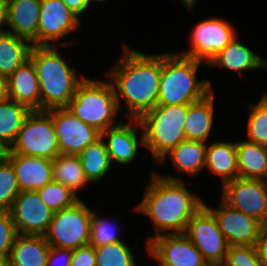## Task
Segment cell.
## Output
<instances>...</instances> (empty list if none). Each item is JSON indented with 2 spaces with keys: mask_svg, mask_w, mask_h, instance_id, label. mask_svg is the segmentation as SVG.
<instances>
[{
  "mask_svg": "<svg viewBox=\"0 0 267 266\" xmlns=\"http://www.w3.org/2000/svg\"><path fill=\"white\" fill-rule=\"evenodd\" d=\"M162 69V55L123 47L120 61L109 71L115 96L120 106V95L126 103L129 119H139L158 104ZM119 91V92H118Z\"/></svg>",
  "mask_w": 267,
  "mask_h": 266,
  "instance_id": "6da1fadb",
  "label": "cell"
},
{
  "mask_svg": "<svg viewBox=\"0 0 267 266\" xmlns=\"http://www.w3.org/2000/svg\"><path fill=\"white\" fill-rule=\"evenodd\" d=\"M146 187L144 199L138 210L152 219L157 237L161 231L169 234L185 233L189 220L204 206V202L193 195L183 180L172 175L153 173ZM172 231V232H171Z\"/></svg>",
  "mask_w": 267,
  "mask_h": 266,
  "instance_id": "7a4b0ae2",
  "label": "cell"
},
{
  "mask_svg": "<svg viewBox=\"0 0 267 266\" xmlns=\"http://www.w3.org/2000/svg\"><path fill=\"white\" fill-rule=\"evenodd\" d=\"M58 46H32L29 59L33 62L41 95V110L67 108L78 85L85 76L78 77L57 50Z\"/></svg>",
  "mask_w": 267,
  "mask_h": 266,
  "instance_id": "3957f363",
  "label": "cell"
},
{
  "mask_svg": "<svg viewBox=\"0 0 267 266\" xmlns=\"http://www.w3.org/2000/svg\"><path fill=\"white\" fill-rule=\"evenodd\" d=\"M201 61L181 54H162L157 105H188L212 91L210 80H197Z\"/></svg>",
  "mask_w": 267,
  "mask_h": 266,
  "instance_id": "277c9868",
  "label": "cell"
},
{
  "mask_svg": "<svg viewBox=\"0 0 267 266\" xmlns=\"http://www.w3.org/2000/svg\"><path fill=\"white\" fill-rule=\"evenodd\" d=\"M187 114L188 105H156L139 118L145 147L156 162L164 163L166 154L186 139Z\"/></svg>",
  "mask_w": 267,
  "mask_h": 266,
  "instance_id": "5b68a950",
  "label": "cell"
},
{
  "mask_svg": "<svg viewBox=\"0 0 267 266\" xmlns=\"http://www.w3.org/2000/svg\"><path fill=\"white\" fill-rule=\"evenodd\" d=\"M67 109L100 133L122 122L114 121L119 109L114 87L103 80L85 77Z\"/></svg>",
  "mask_w": 267,
  "mask_h": 266,
  "instance_id": "8992f818",
  "label": "cell"
},
{
  "mask_svg": "<svg viewBox=\"0 0 267 266\" xmlns=\"http://www.w3.org/2000/svg\"><path fill=\"white\" fill-rule=\"evenodd\" d=\"M92 209L80 199L72 206L55 212L44 234L50 246L75 250L90 244Z\"/></svg>",
  "mask_w": 267,
  "mask_h": 266,
  "instance_id": "52a82bcc",
  "label": "cell"
},
{
  "mask_svg": "<svg viewBox=\"0 0 267 266\" xmlns=\"http://www.w3.org/2000/svg\"><path fill=\"white\" fill-rule=\"evenodd\" d=\"M10 150L20 155L54 160L60 151L51 114L47 110H32Z\"/></svg>",
  "mask_w": 267,
  "mask_h": 266,
  "instance_id": "ba28073f",
  "label": "cell"
},
{
  "mask_svg": "<svg viewBox=\"0 0 267 266\" xmlns=\"http://www.w3.org/2000/svg\"><path fill=\"white\" fill-rule=\"evenodd\" d=\"M210 266H221L229 244L206 204L189 220L184 233Z\"/></svg>",
  "mask_w": 267,
  "mask_h": 266,
  "instance_id": "9c48e42d",
  "label": "cell"
},
{
  "mask_svg": "<svg viewBox=\"0 0 267 266\" xmlns=\"http://www.w3.org/2000/svg\"><path fill=\"white\" fill-rule=\"evenodd\" d=\"M236 30L222 18H210L195 25L191 32V50L179 53L206 65L236 37Z\"/></svg>",
  "mask_w": 267,
  "mask_h": 266,
  "instance_id": "30bf717a",
  "label": "cell"
},
{
  "mask_svg": "<svg viewBox=\"0 0 267 266\" xmlns=\"http://www.w3.org/2000/svg\"><path fill=\"white\" fill-rule=\"evenodd\" d=\"M222 190L225 203L267 225V181L237 177Z\"/></svg>",
  "mask_w": 267,
  "mask_h": 266,
  "instance_id": "8fae6325",
  "label": "cell"
},
{
  "mask_svg": "<svg viewBox=\"0 0 267 266\" xmlns=\"http://www.w3.org/2000/svg\"><path fill=\"white\" fill-rule=\"evenodd\" d=\"M47 111L52 117L60 154L79 155L84 148L101 137L99 131L81 121L67 108Z\"/></svg>",
  "mask_w": 267,
  "mask_h": 266,
  "instance_id": "7c38bea8",
  "label": "cell"
},
{
  "mask_svg": "<svg viewBox=\"0 0 267 266\" xmlns=\"http://www.w3.org/2000/svg\"><path fill=\"white\" fill-rule=\"evenodd\" d=\"M17 234L44 235L50 226L53 211L37 191H23L9 209Z\"/></svg>",
  "mask_w": 267,
  "mask_h": 266,
  "instance_id": "4fadbf2b",
  "label": "cell"
},
{
  "mask_svg": "<svg viewBox=\"0 0 267 266\" xmlns=\"http://www.w3.org/2000/svg\"><path fill=\"white\" fill-rule=\"evenodd\" d=\"M79 20L62 0H41L37 46H58L62 37L79 28Z\"/></svg>",
  "mask_w": 267,
  "mask_h": 266,
  "instance_id": "5bb4252c",
  "label": "cell"
},
{
  "mask_svg": "<svg viewBox=\"0 0 267 266\" xmlns=\"http://www.w3.org/2000/svg\"><path fill=\"white\" fill-rule=\"evenodd\" d=\"M215 216L229 246H255L264 226L260 221L238 211L221 199L218 209L206 206Z\"/></svg>",
  "mask_w": 267,
  "mask_h": 266,
  "instance_id": "9a60e30c",
  "label": "cell"
},
{
  "mask_svg": "<svg viewBox=\"0 0 267 266\" xmlns=\"http://www.w3.org/2000/svg\"><path fill=\"white\" fill-rule=\"evenodd\" d=\"M147 246L162 261L173 266H210L184 233L149 237Z\"/></svg>",
  "mask_w": 267,
  "mask_h": 266,
  "instance_id": "2e32d148",
  "label": "cell"
},
{
  "mask_svg": "<svg viewBox=\"0 0 267 266\" xmlns=\"http://www.w3.org/2000/svg\"><path fill=\"white\" fill-rule=\"evenodd\" d=\"M129 123H123L110 127L101 133L105 142L107 152L109 154L111 163L117 162L118 164H129L135 160L138 153V146L145 147L144 135L139 140L138 145L137 129L142 128L139 119H130ZM107 135V136H105Z\"/></svg>",
  "mask_w": 267,
  "mask_h": 266,
  "instance_id": "e0dca14e",
  "label": "cell"
},
{
  "mask_svg": "<svg viewBox=\"0 0 267 266\" xmlns=\"http://www.w3.org/2000/svg\"><path fill=\"white\" fill-rule=\"evenodd\" d=\"M7 159L12 163L20 191H37L53 181V160L13 153Z\"/></svg>",
  "mask_w": 267,
  "mask_h": 266,
  "instance_id": "ac0fdd59",
  "label": "cell"
},
{
  "mask_svg": "<svg viewBox=\"0 0 267 266\" xmlns=\"http://www.w3.org/2000/svg\"><path fill=\"white\" fill-rule=\"evenodd\" d=\"M41 0H7V32L28 40L37 46V29Z\"/></svg>",
  "mask_w": 267,
  "mask_h": 266,
  "instance_id": "d6986e66",
  "label": "cell"
},
{
  "mask_svg": "<svg viewBox=\"0 0 267 266\" xmlns=\"http://www.w3.org/2000/svg\"><path fill=\"white\" fill-rule=\"evenodd\" d=\"M8 99L41 110L40 85L33 62L28 59L6 79Z\"/></svg>",
  "mask_w": 267,
  "mask_h": 266,
  "instance_id": "ffe728a7",
  "label": "cell"
},
{
  "mask_svg": "<svg viewBox=\"0 0 267 266\" xmlns=\"http://www.w3.org/2000/svg\"><path fill=\"white\" fill-rule=\"evenodd\" d=\"M50 247L44 235L17 234L5 266H46Z\"/></svg>",
  "mask_w": 267,
  "mask_h": 266,
  "instance_id": "44dd1931",
  "label": "cell"
},
{
  "mask_svg": "<svg viewBox=\"0 0 267 266\" xmlns=\"http://www.w3.org/2000/svg\"><path fill=\"white\" fill-rule=\"evenodd\" d=\"M207 66H219L232 71H246L267 68V60L254 53L253 50L237 41V37L221 50Z\"/></svg>",
  "mask_w": 267,
  "mask_h": 266,
  "instance_id": "7402d4cb",
  "label": "cell"
},
{
  "mask_svg": "<svg viewBox=\"0 0 267 266\" xmlns=\"http://www.w3.org/2000/svg\"><path fill=\"white\" fill-rule=\"evenodd\" d=\"M214 93L188 104L184 126L186 140L207 142L214 120Z\"/></svg>",
  "mask_w": 267,
  "mask_h": 266,
  "instance_id": "603a6c76",
  "label": "cell"
},
{
  "mask_svg": "<svg viewBox=\"0 0 267 266\" xmlns=\"http://www.w3.org/2000/svg\"><path fill=\"white\" fill-rule=\"evenodd\" d=\"M235 143L238 177L267 181V147L247 140Z\"/></svg>",
  "mask_w": 267,
  "mask_h": 266,
  "instance_id": "cb8c5ba5",
  "label": "cell"
},
{
  "mask_svg": "<svg viewBox=\"0 0 267 266\" xmlns=\"http://www.w3.org/2000/svg\"><path fill=\"white\" fill-rule=\"evenodd\" d=\"M205 166L222 178V187L238 177L237 151L234 142H213L206 148Z\"/></svg>",
  "mask_w": 267,
  "mask_h": 266,
  "instance_id": "d4e9b609",
  "label": "cell"
},
{
  "mask_svg": "<svg viewBox=\"0 0 267 266\" xmlns=\"http://www.w3.org/2000/svg\"><path fill=\"white\" fill-rule=\"evenodd\" d=\"M32 44L7 31L0 32V77L7 79L29 59Z\"/></svg>",
  "mask_w": 267,
  "mask_h": 266,
  "instance_id": "484cf974",
  "label": "cell"
},
{
  "mask_svg": "<svg viewBox=\"0 0 267 266\" xmlns=\"http://www.w3.org/2000/svg\"><path fill=\"white\" fill-rule=\"evenodd\" d=\"M206 148L205 142L185 139L166 156L170 155L171 161L178 171L194 175L205 166Z\"/></svg>",
  "mask_w": 267,
  "mask_h": 266,
  "instance_id": "4316f807",
  "label": "cell"
},
{
  "mask_svg": "<svg viewBox=\"0 0 267 266\" xmlns=\"http://www.w3.org/2000/svg\"><path fill=\"white\" fill-rule=\"evenodd\" d=\"M78 157L88 182H100L107 175L112 164L105 140L103 141L101 137L84 148Z\"/></svg>",
  "mask_w": 267,
  "mask_h": 266,
  "instance_id": "83f0119b",
  "label": "cell"
},
{
  "mask_svg": "<svg viewBox=\"0 0 267 266\" xmlns=\"http://www.w3.org/2000/svg\"><path fill=\"white\" fill-rule=\"evenodd\" d=\"M53 181L61 183L75 194L89 183L78 155L59 154L53 160Z\"/></svg>",
  "mask_w": 267,
  "mask_h": 266,
  "instance_id": "f1b7e54d",
  "label": "cell"
},
{
  "mask_svg": "<svg viewBox=\"0 0 267 266\" xmlns=\"http://www.w3.org/2000/svg\"><path fill=\"white\" fill-rule=\"evenodd\" d=\"M31 110L11 99L0 103V140L9 148L17 139L19 130Z\"/></svg>",
  "mask_w": 267,
  "mask_h": 266,
  "instance_id": "f546056e",
  "label": "cell"
},
{
  "mask_svg": "<svg viewBox=\"0 0 267 266\" xmlns=\"http://www.w3.org/2000/svg\"><path fill=\"white\" fill-rule=\"evenodd\" d=\"M96 266H137L130 247L123 241L95 247Z\"/></svg>",
  "mask_w": 267,
  "mask_h": 266,
  "instance_id": "4dcf8cb0",
  "label": "cell"
},
{
  "mask_svg": "<svg viewBox=\"0 0 267 266\" xmlns=\"http://www.w3.org/2000/svg\"><path fill=\"white\" fill-rule=\"evenodd\" d=\"M267 93H264L257 104H250L251 112L248 118L249 142L267 147Z\"/></svg>",
  "mask_w": 267,
  "mask_h": 266,
  "instance_id": "1f68e13d",
  "label": "cell"
},
{
  "mask_svg": "<svg viewBox=\"0 0 267 266\" xmlns=\"http://www.w3.org/2000/svg\"><path fill=\"white\" fill-rule=\"evenodd\" d=\"M42 201L53 213L72 206L79 200L77 194L61 183L52 181L37 190Z\"/></svg>",
  "mask_w": 267,
  "mask_h": 266,
  "instance_id": "d6a6232c",
  "label": "cell"
},
{
  "mask_svg": "<svg viewBox=\"0 0 267 266\" xmlns=\"http://www.w3.org/2000/svg\"><path fill=\"white\" fill-rule=\"evenodd\" d=\"M15 169L6 159L0 162V210H9L14 199L19 195Z\"/></svg>",
  "mask_w": 267,
  "mask_h": 266,
  "instance_id": "836d02e7",
  "label": "cell"
},
{
  "mask_svg": "<svg viewBox=\"0 0 267 266\" xmlns=\"http://www.w3.org/2000/svg\"><path fill=\"white\" fill-rule=\"evenodd\" d=\"M116 226L110 220L102 219L93 211L91 218L90 245L94 247L120 242ZM116 231V232H115Z\"/></svg>",
  "mask_w": 267,
  "mask_h": 266,
  "instance_id": "e575fe53",
  "label": "cell"
},
{
  "mask_svg": "<svg viewBox=\"0 0 267 266\" xmlns=\"http://www.w3.org/2000/svg\"><path fill=\"white\" fill-rule=\"evenodd\" d=\"M221 266H263L255 246H229Z\"/></svg>",
  "mask_w": 267,
  "mask_h": 266,
  "instance_id": "d590c367",
  "label": "cell"
},
{
  "mask_svg": "<svg viewBox=\"0 0 267 266\" xmlns=\"http://www.w3.org/2000/svg\"><path fill=\"white\" fill-rule=\"evenodd\" d=\"M17 232L9 210H0V257L6 261Z\"/></svg>",
  "mask_w": 267,
  "mask_h": 266,
  "instance_id": "8d00e7d4",
  "label": "cell"
},
{
  "mask_svg": "<svg viewBox=\"0 0 267 266\" xmlns=\"http://www.w3.org/2000/svg\"><path fill=\"white\" fill-rule=\"evenodd\" d=\"M70 266H96L95 247L89 244L73 250Z\"/></svg>",
  "mask_w": 267,
  "mask_h": 266,
  "instance_id": "74e56055",
  "label": "cell"
},
{
  "mask_svg": "<svg viewBox=\"0 0 267 266\" xmlns=\"http://www.w3.org/2000/svg\"><path fill=\"white\" fill-rule=\"evenodd\" d=\"M72 254L73 250L71 249L51 246L46 266H70Z\"/></svg>",
  "mask_w": 267,
  "mask_h": 266,
  "instance_id": "f35d334b",
  "label": "cell"
},
{
  "mask_svg": "<svg viewBox=\"0 0 267 266\" xmlns=\"http://www.w3.org/2000/svg\"><path fill=\"white\" fill-rule=\"evenodd\" d=\"M255 247L261 264L267 266V225L262 227Z\"/></svg>",
  "mask_w": 267,
  "mask_h": 266,
  "instance_id": "ab89813d",
  "label": "cell"
},
{
  "mask_svg": "<svg viewBox=\"0 0 267 266\" xmlns=\"http://www.w3.org/2000/svg\"><path fill=\"white\" fill-rule=\"evenodd\" d=\"M63 3L71 10V12L79 18V16L88 9L90 5L88 0H62Z\"/></svg>",
  "mask_w": 267,
  "mask_h": 266,
  "instance_id": "60d3db41",
  "label": "cell"
},
{
  "mask_svg": "<svg viewBox=\"0 0 267 266\" xmlns=\"http://www.w3.org/2000/svg\"><path fill=\"white\" fill-rule=\"evenodd\" d=\"M7 0H0V32L4 31L3 25L6 23Z\"/></svg>",
  "mask_w": 267,
  "mask_h": 266,
  "instance_id": "b9f144b4",
  "label": "cell"
},
{
  "mask_svg": "<svg viewBox=\"0 0 267 266\" xmlns=\"http://www.w3.org/2000/svg\"><path fill=\"white\" fill-rule=\"evenodd\" d=\"M7 98L8 96H7L6 79L0 77V103L5 101Z\"/></svg>",
  "mask_w": 267,
  "mask_h": 266,
  "instance_id": "7bdbcfd3",
  "label": "cell"
},
{
  "mask_svg": "<svg viewBox=\"0 0 267 266\" xmlns=\"http://www.w3.org/2000/svg\"><path fill=\"white\" fill-rule=\"evenodd\" d=\"M9 147L0 140V162L7 159Z\"/></svg>",
  "mask_w": 267,
  "mask_h": 266,
  "instance_id": "ee69618b",
  "label": "cell"
},
{
  "mask_svg": "<svg viewBox=\"0 0 267 266\" xmlns=\"http://www.w3.org/2000/svg\"><path fill=\"white\" fill-rule=\"evenodd\" d=\"M147 249H148V253H149V255L151 256V257H153V258H155V259H157L159 262H160V264H159V266H173V265H170V264H168V263H166V262H164V261H162L148 246H147Z\"/></svg>",
  "mask_w": 267,
  "mask_h": 266,
  "instance_id": "f6af8a7d",
  "label": "cell"
},
{
  "mask_svg": "<svg viewBox=\"0 0 267 266\" xmlns=\"http://www.w3.org/2000/svg\"><path fill=\"white\" fill-rule=\"evenodd\" d=\"M180 1L187 7V9L191 13L193 12V6L196 4V0H180Z\"/></svg>",
  "mask_w": 267,
  "mask_h": 266,
  "instance_id": "bcb514c9",
  "label": "cell"
},
{
  "mask_svg": "<svg viewBox=\"0 0 267 266\" xmlns=\"http://www.w3.org/2000/svg\"><path fill=\"white\" fill-rule=\"evenodd\" d=\"M0 266H5V261L0 257Z\"/></svg>",
  "mask_w": 267,
  "mask_h": 266,
  "instance_id": "7dc6e473",
  "label": "cell"
},
{
  "mask_svg": "<svg viewBox=\"0 0 267 266\" xmlns=\"http://www.w3.org/2000/svg\"><path fill=\"white\" fill-rule=\"evenodd\" d=\"M91 1L92 0H88L89 4H90ZM94 1H96V2H103V1H106V0H94Z\"/></svg>",
  "mask_w": 267,
  "mask_h": 266,
  "instance_id": "c3c4849f",
  "label": "cell"
}]
</instances>
